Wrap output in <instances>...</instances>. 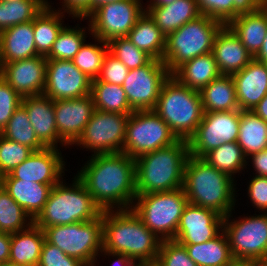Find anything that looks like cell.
I'll return each instance as SVG.
<instances>
[{"mask_svg": "<svg viewBox=\"0 0 267 266\" xmlns=\"http://www.w3.org/2000/svg\"><path fill=\"white\" fill-rule=\"evenodd\" d=\"M10 244L11 234L0 231V264L8 263Z\"/></svg>", "mask_w": 267, "mask_h": 266, "instance_id": "obj_53", "label": "cell"}, {"mask_svg": "<svg viewBox=\"0 0 267 266\" xmlns=\"http://www.w3.org/2000/svg\"><path fill=\"white\" fill-rule=\"evenodd\" d=\"M145 11L166 37L202 15L196 0H175L166 5H147Z\"/></svg>", "mask_w": 267, "mask_h": 266, "instance_id": "obj_25", "label": "cell"}, {"mask_svg": "<svg viewBox=\"0 0 267 266\" xmlns=\"http://www.w3.org/2000/svg\"><path fill=\"white\" fill-rule=\"evenodd\" d=\"M33 220L2 188L0 190V231L16 233L27 229Z\"/></svg>", "mask_w": 267, "mask_h": 266, "instance_id": "obj_40", "label": "cell"}, {"mask_svg": "<svg viewBox=\"0 0 267 266\" xmlns=\"http://www.w3.org/2000/svg\"><path fill=\"white\" fill-rule=\"evenodd\" d=\"M128 73L129 69L108 51L103 59L100 74L94 80L122 86Z\"/></svg>", "mask_w": 267, "mask_h": 266, "instance_id": "obj_48", "label": "cell"}, {"mask_svg": "<svg viewBox=\"0 0 267 266\" xmlns=\"http://www.w3.org/2000/svg\"><path fill=\"white\" fill-rule=\"evenodd\" d=\"M59 151L60 148L53 147L34 151L24 162L4 175V179H20L42 184L59 183L66 170L65 161Z\"/></svg>", "mask_w": 267, "mask_h": 266, "instance_id": "obj_17", "label": "cell"}, {"mask_svg": "<svg viewBox=\"0 0 267 266\" xmlns=\"http://www.w3.org/2000/svg\"><path fill=\"white\" fill-rule=\"evenodd\" d=\"M224 217L217 212L188 203L183 209L174 241L179 244L207 242L223 230Z\"/></svg>", "mask_w": 267, "mask_h": 266, "instance_id": "obj_18", "label": "cell"}, {"mask_svg": "<svg viewBox=\"0 0 267 266\" xmlns=\"http://www.w3.org/2000/svg\"><path fill=\"white\" fill-rule=\"evenodd\" d=\"M127 38L153 59L162 61L166 48V36L146 11L138 18Z\"/></svg>", "mask_w": 267, "mask_h": 266, "instance_id": "obj_30", "label": "cell"}, {"mask_svg": "<svg viewBox=\"0 0 267 266\" xmlns=\"http://www.w3.org/2000/svg\"><path fill=\"white\" fill-rule=\"evenodd\" d=\"M130 114L94 110L82 135L73 144L91 150L93 154L123 152Z\"/></svg>", "mask_w": 267, "mask_h": 266, "instance_id": "obj_13", "label": "cell"}, {"mask_svg": "<svg viewBox=\"0 0 267 266\" xmlns=\"http://www.w3.org/2000/svg\"><path fill=\"white\" fill-rule=\"evenodd\" d=\"M122 0H92V11L99 7L102 4L112 3V2H119Z\"/></svg>", "mask_w": 267, "mask_h": 266, "instance_id": "obj_56", "label": "cell"}, {"mask_svg": "<svg viewBox=\"0 0 267 266\" xmlns=\"http://www.w3.org/2000/svg\"><path fill=\"white\" fill-rule=\"evenodd\" d=\"M103 250L143 262L157 260L161 239L132 209L102 211Z\"/></svg>", "mask_w": 267, "mask_h": 266, "instance_id": "obj_2", "label": "cell"}, {"mask_svg": "<svg viewBox=\"0 0 267 266\" xmlns=\"http://www.w3.org/2000/svg\"><path fill=\"white\" fill-rule=\"evenodd\" d=\"M46 0L47 6L42 12L33 19V31L35 36V46L37 53L46 57L56 41L59 33L65 27L63 18L65 14L60 10H56ZM53 7V8H52ZM55 9V10H54Z\"/></svg>", "mask_w": 267, "mask_h": 266, "instance_id": "obj_33", "label": "cell"}, {"mask_svg": "<svg viewBox=\"0 0 267 266\" xmlns=\"http://www.w3.org/2000/svg\"><path fill=\"white\" fill-rule=\"evenodd\" d=\"M45 239L59 247L68 256L85 265L97 263L103 250V224L101 215L87 222L54 225L44 229Z\"/></svg>", "mask_w": 267, "mask_h": 266, "instance_id": "obj_9", "label": "cell"}, {"mask_svg": "<svg viewBox=\"0 0 267 266\" xmlns=\"http://www.w3.org/2000/svg\"><path fill=\"white\" fill-rule=\"evenodd\" d=\"M231 215L232 212L224 217L223 230L233 259L255 263L267 259V213L232 221Z\"/></svg>", "mask_w": 267, "mask_h": 266, "instance_id": "obj_10", "label": "cell"}, {"mask_svg": "<svg viewBox=\"0 0 267 266\" xmlns=\"http://www.w3.org/2000/svg\"><path fill=\"white\" fill-rule=\"evenodd\" d=\"M34 151L0 134V171L6 175L24 162Z\"/></svg>", "mask_w": 267, "mask_h": 266, "instance_id": "obj_44", "label": "cell"}, {"mask_svg": "<svg viewBox=\"0 0 267 266\" xmlns=\"http://www.w3.org/2000/svg\"><path fill=\"white\" fill-rule=\"evenodd\" d=\"M21 105L28 113L37 138L46 146L59 148L68 145L58 136L55 121L54 101L45 94L23 97Z\"/></svg>", "mask_w": 267, "mask_h": 266, "instance_id": "obj_21", "label": "cell"}, {"mask_svg": "<svg viewBox=\"0 0 267 266\" xmlns=\"http://www.w3.org/2000/svg\"><path fill=\"white\" fill-rule=\"evenodd\" d=\"M227 26L254 58L262 48L267 33V3L255 12L238 15Z\"/></svg>", "mask_w": 267, "mask_h": 266, "instance_id": "obj_26", "label": "cell"}, {"mask_svg": "<svg viewBox=\"0 0 267 266\" xmlns=\"http://www.w3.org/2000/svg\"><path fill=\"white\" fill-rule=\"evenodd\" d=\"M248 197L253 208L267 213V177L255 175L249 181Z\"/></svg>", "mask_w": 267, "mask_h": 266, "instance_id": "obj_49", "label": "cell"}, {"mask_svg": "<svg viewBox=\"0 0 267 266\" xmlns=\"http://www.w3.org/2000/svg\"><path fill=\"white\" fill-rule=\"evenodd\" d=\"M85 266H96V263L95 264H90V265H85Z\"/></svg>", "mask_w": 267, "mask_h": 266, "instance_id": "obj_63", "label": "cell"}, {"mask_svg": "<svg viewBox=\"0 0 267 266\" xmlns=\"http://www.w3.org/2000/svg\"><path fill=\"white\" fill-rule=\"evenodd\" d=\"M47 59L38 55L0 64V76L22 98L43 94L46 84Z\"/></svg>", "mask_w": 267, "mask_h": 266, "instance_id": "obj_19", "label": "cell"}, {"mask_svg": "<svg viewBox=\"0 0 267 266\" xmlns=\"http://www.w3.org/2000/svg\"><path fill=\"white\" fill-rule=\"evenodd\" d=\"M235 83L239 110H252L267 94V64L253 58L250 63L231 75Z\"/></svg>", "mask_w": 267, "mask_h": 266, "instance_id": "obj_22", "label": "cell"}, {"mask_svg": "<svg viewBox=\"0 0 267 266\" xmlns=\"http://www.w3.org/2000/svg\"><path fill=\"white\" fill-rule=\"evenodd\" d=\"M76 177L102 210L131 209L136 194L135 159L126 153L92 155Z\"/></svg>", "mask_w": 267, "mask_h": 266, "instance_id": "obj_1", "label": "cell"}, {"mask_svg": "<svg viewBox=\"0 0 267 266\" xmlns=\"http://www.w3.org/2000/svg\"><path fill=\"white\" fill-rule=\"evenodd\" d=\"M22 97L0 76V133L7 125L14 111L21 105Z\"/></svg>", "mask_w": 267, "mask_h": 266, "instance_id": "obj_46", "label": "cell"}, {"mask_svg": "<svg viewBox=\"0 0 267 266\" xmlns=\"http://www.w3.org/2000/svg\"><path fill=\"white\" fill-rule=\"evenodd\" d=\"M241 110L204 112L200 124L188 140L189 154L202 158L222 143L237 142Z\"/></svg>", "mask_w": 267, "mask_h": 266, "instance_id": "obj_14", "label": "cell"}, {"mask_svg": "<svg viewBox=\"0 0 267 266\" xmlns=\"http://www.w3.org/2000/svg\"><path fill=\"white\" fill-rule=\"evenodd\" d=\"M188 141L145 153L135 159L136 194L173 191L183 186Z\"/></svg>", "mask_w": 267, "mask_h": 266, "instance_id": "obj_4", "label": "cell"}, {"mask_svg": "<svg viewBox=\"0 0 267 266\" xmlns=\"http://www.w3.org/2000/svg\"><path fill=\"white\" fill-rule=\"evenodd\" d=\"M92 39H95V42L98 43L92 44L90 42L87 44V42H84L71 61L80 71L94 80L100 74L103 59L109 51V45L99 38L93 37Z\"/></svg>", "mask_w": 267, "mask_h": 266, "instance_id": "obj_42", "label": "cell"}, {"mask_svg": "<svg viewBox=\"0 0 267 266\" xmlns=\"http://www.w3.org/2000/svg\"><path fill=\"white\" fill-rule=\"evenodd\" d=\"M234 183V178L202 158L189 155L186 160L182 188L190 204L226 217L235 209L237 201Z\"/></svg>", "mask_w": 267, "mask_h": 266, "instance_id": "obj_3", "label": "cell"}, {"mask_svg": "<svg viewBox=\"0 0 267 266\" xmlns=\"http://www.w3.org/2000/svg\"><path fill=\"white\" fill-rule=\"evenodd\" d=\"M201 14L217 19L227 25L238 15L260 9L263 0H196Z\"/></svg>", "mask_w": 267, "mask_h": 266, "instance_id": "obj_35", "label": "cell"}, {"mask_svg": "<svg viewBox=\"0 0 267 266\" xmlns=\"http://www.w3.org/2000/svg\"><path fill=\"white\" fill-rule=\"evenodd\" d=\"M141 2L142 0H122L100 5L85 18L89 22L87 31L92 37L106 43L127 37L145 11Z\"/></svg>", "mask_w": 267, "mask_h": 266, "instance_id": "obj_12", "label": "cell"}, {"mask_svg": "<svg viewBox=\"0 0 267 266\" xmlns=\"http://www.w3.org/2000/svg\"><path fill=\"white\" fill-rule=\"evenodd\" d=\"M100 254L102 256L105 255V257L108 256V258L110 256L116 258L115 262H113V264L111 266H142V264H143L142 260L131 259V258H128L127 256H125L123 254L111 253V252H108L105 250H102V252Z\"/></svg>", "mask_w": 267, "mask_h": 266, "instance_id": "obj_52", "label": "cell"}, {"mask_svg": "<svg viewBox=\"0 0 267 266\" xmlns=\"http://www.w3.org/2000/svg\"><path fill=\"white\" fill-rule=\"evenodd\" d=\"M263 121L267 122V94L264 98L252 109Z\"/></svg>", "mask_w": 267, "mask_h": 266, "instance_id": "obj_54", "label": "cell"}, {"mask_svg": "<svg viewBox=\"0 0 267 266\" xmlns=\"http://www.w3.org/2000/svg\"><path fill=\"white\" fill-rule=\"evenodd\" d=\"M228 266H257L255 262H250V261H233L230 265Z\"/></svg>", "mask_w": 267, "mask_h": 266, "instance_id": "obj_57", "label": "cell"}, {"mask_svg": "<svg viewBox=\"0 0 267 266\" xmlns=\"http://www.w3.org/2000/svg\"><path fill=\"white\" fill-rule=\"evenodd\" d=\"M56 184H42L20 179H3L4 190L34 220L42 211Z\"/></svg>", "mask_w": 267, "mask_h": 266, "instance_id": "obj_27", "label": "cell"}, {"mask_svg": "<svg viewBox=\"0 0 267 266\" xmlns=\"http://www.w3.org/2000/svg\"><path fill=\"white\" fill-rule=\"evenodd\" d=\"M254 58L259 61H263L267 64V33H266L262 48L260 49L259 53Z\"/></svg>", "mask_w": 267, "mask_h": 266, "instance_id": "obj_55", "label": "cell"}, {"mask_svg": "<svg viewBox=\"0 0 267 266\" xmlns=\"http://www.w3.org/2000/svg\"><path fill=\"white\" fill-rule=\"evenodd\" d=\"M223 26L219 20L202 14L169 34L162 59L169 73L172 75L197 56L211 53L215 36Z\"/></svg>", "mask_w": 267, "mask_h": 266, "instance_id": "obj_7", "label": "cell"}, {"mask_svg": "<svg viewBox=\"0 0 267 266\" xmlns=\"http://www.w3.org/2000/svg\"><path fill=\"white\" fill-rule=\"evenodd\" d=\"M220 75L212 52L185 62L172 74L182 85L197 91Z\"/></svg>", "mask_w": 267, "mask_h": 266, "instance_id": "obj_29", "label": "cell"}, {"mask_svg": "<svg viewBox=\"0 0 267 266\" xmlns=\"http://www.w3.org/2000/svg\"><path fill=\"white\" fill-rule=\"evenodd\" d=\"M0 266H19V265H14V264H10V263H4V264H0Z\"/></svg>", "mask_w": 267, "mask_h": 266, "instance_id": "obj_62", "label": "cell"}, {"mask_svg": "<svg viewBox=\"0 0 267 266\" xmlns=\"http://www.w3.org/2000/svg\"><path fill=\"white\" fill-rule=\"evenodd\" d=\"M62 8L57 10L67 13L72 19L84 20L92 12V0H62Z\"/></svg>", "mask_w": 267, "mask_h": 266, "instance_id": "obj_50", "label": "cell"}, {"mask_svg": "<svg viewBox=\"0 0 267 266\" xmlns=\"http://www.w3.org/2000/svg\"><path fill=\"white\" fill-rule=\"evenodd\" d=\"M142 266H162L158 260L143 262Z\"/></svg>", "mask_w": 267, "mask_h": 266, "instance_id": "obj_59", "label": "cell"}, {"mask_svg": "<svg viewBox=\"0 0 267 266\" xmlns=\"http://www.w3.org/2000/svg\"><path fill=\"white\" fill-rule=\"evenodd\" d=\"M45 233L32 223L27 229L11 234L8 263L19 266H38Z\"/></svg>", "mask_w": 267, "mask_h": 266, "instance_id": "obj_28", "label": "cell"}, {"mask_svg": "<svg viewBox=\"0 0 267 266\" xmlns=\"http://www.w3.org/2000/svg\"><path fill=\"white\" fill-rule=\"evenodd\" d=\"M174 1L175 0H150L147 2H150V4H148V5H166V4L172 3Z\"/></svg>", "mask_w": 267, "mask_h": 266, "instance_id": "obj_58", "label": "cell"}, {"mask_svg": "<svg viewBox=\"0 0 267 266\" xmlns=\"http://www.w3.org/2000/svg\"><path fill=\"white\" fill-rule=\"evenodd\" d=\"M181 245L197 266H228L234 261L224 230L207 242Z\"/></svg>", "mask_w": 267, "mask_h": 266, "instance_id": "obj_32", "label": "cell"}, {"mask_svg": "<svg viewBox=\"0 0 267 266\" xmlns=\"http://www.w3.org/2000/svg\"><path fill=\"white\" fill-rule=\"evenodd\" d=\"M202 159L232 178L236 173H241L247 168V158L237 142L222 143L219 147L207 152Z\"/></svg>", "mask_w": 267, "mask_h": 266, "instance_id": "obj_38", "label": "cell"}, {"mask_svg": "<svg viewBox=\"0 0 267 266\" xmlns=\"http://www.w3.org/2000/svg\"><path fill=\"white\" fill-rule=\"evenodd\" d=\"M108 45L109 52L129 70L143 67L153 59L145 51L138 49L127 37L113 39Z\"/></svg>", "mask_w": 267, "mask_h": 266, "instance_id": "obj_43", "label": "cell"}, {"mask_svg": "<svg viewBox=\"0 0 267 266\" xmlns=\"http://www.w3.org/2000/svg\"><path fill=\"white\" fill-rule=\"evenodd\" d=\"M153 111L163 119L178 140L188 141L204 113L200 91L182 85L170 75L162 85Z\"/></svg>", "mask_w": 267, "mask_h": 266, "instance_id": "obj_6", "label": "cell"}, {"mask_svg": "<svg viewBox=\"0 0 267 266\" xmlns=\"http://www.w3.org/2000/svg\"><path fill=\"white\" fill-rule=\"evenodd\" d=\"M33 20L17 24L0 33V64L38 56Z\"/></svg>", "mask_w": 267, "mask_h": 266, "instance_id": "obj_24", "label": "cell"}, {"mask_svg": "<svg viewBox=\"0 0 267 266\" xmlns=\"http://www.w3.org/2000/svg\"><path fill=\"white\" fill-rule=\"evenodd\" d=\"M86 28L78 25L73 28L66 26L59 33L53 43L50 53L46 56L47 60H72L78 53L81 46L86 41Z\"/></svg>", "mask_w": 267, "mask_h": 266, "instance_id": "obj_41", "label": "cell"}, {"mask_svg": "<svg viewBox=\"0 0 267 266\" xmlns=\"http://www.w3.org/2000/svg\"><path fill=\"white\" fill-rule=\"evenodd\" d=\"M0 1H17V0H0Z\"/></svg>", "mask_w": 267, "mask_h": 266, "instance_id": "obj_64", "label": "cell"}, {"mask_svg": "<svg viewBox=\"0 0 267 266\" xmlns=\"http://www.w3.org/2000/svg\"><path fill=\"white\" fill-rule=\"evenodd\" d=\"M47 6L46 0L0 1V33L35 19Z\"/></svg>", "mask_w": 267, "mask_h": 266, "instance_id": "obj_37", "label": "cell"}, {"mask_svg": "<svg viewBox=\"0 0 267 266\" xmlns=\"http://www.w3.org/2000/svg\"><path fill=\"white\" fill-rule=\"evenodd\" d=\"M177 141L169 126L153 110L134 111L128 118L123 153L136 159Z\"/></svg>", "mask_w": 267, "mask_h": 266, "instance_id": "obj_11", "label": "cell"}, {"mask_svg": "<svg viewBox=\"0 0 267 266\" xmlns=\"http://www.w3.org/2000/svg\"><path fill=\"white\" fill-rule=\"evenodd\" d=\"M212 53L221 75H233L245 68L253 59L227 25L216 34Z\"/></svg>", "mask_w": 267, "mask_h": 266, "instance_id": "obj_23", "label": "cell"}, {"mask_svg": "<svg viewBox=\"0 0 267 266\" xmlns=\"http://www.w3.org/2000/svg\"><path fill=\"white\" fill-rule=\"evenodd\" d=\"M0 134L8 140L31 148L33 151L46 148L37 138L29 120L28 113L22 105L14 111V114Z\"/></svg>", "mask_w": 267, "mask_h": 266, "instance_id": "obj_39", "label": "cell"}, {"mask_svg": "<svg viewBox=\"0 0 267 266\" xmlns=\"http://www.w3.org/2000/svg\"><path fill=\"white\" fill-rule=\"evenodd\" d=\"M92 79L71 60H47L43 94L54 100L82 98L91 94Z\"/></svg>", "mask_w": 267, "mask_h": 266, "instance_id": "obj_16", "label": "cell"}, {"mask_svg": "<svg viewBox=\"0 0 267 266\" xmlns=\"http://www.w3.org/2000/svg\"><path fill=\"white\" fill-rule=\"evenodd\" d=\"M38 266H85L79 259L68 256L46 239L42 245Z\"/></svg>", "mask_w": 267, "mask_h": 266, "instance_id": "obj_47", "label": "cell"}, {"mask_svg": "<svg viewBox=\"0 0 267 266\" xmlns=\"http://www.w3.org/2000/svg\"><path fill=\"white\" fill-rule=\"evenodd\" d=\"M4 174L0 171V190L3 188Z\"/></svg>", "mask_w": 267, "mask_h": 266, "instance_id": "obj_61", "label": "cell"}, {"mask_svg": "<svg viewBox=\"0 0 267 266\" xmlns=\"http://www.w3.org/2000/svg\"><path fill=\"white\" fill-rule=\"evenodd\" d=\"M256 265L257 266H267V259L257 262Z\"/></svg>", "mask_w": 267, "mask_h": 266, "instance_id": "obj_60", "label": "cell"}, {"mask_svg": "<svg viewBox=\"0 0 267 266\" xmlns=\"http://www.w3.org/2000/svg\"><path fill=\"white\" fill-rule=\"evenodd\" d=\"M203 112L239 110L235 83L231 75H220L201 91Z\"/></svg>", "mask_w": 267, "mask_h": 266, "instance_id": "obj_31", "label": "cell"}, {"mask_svg": "<svg viewBox=\"0 0 267 266\" xmlns=\"http://www.w3.org/2000/svg\"><path fill=\"white\" fill-rule=\"evenodd\" d=\"M250 159L252 160V167L254 168V171H256V173L253 174L267 177V148L250 155L247 158V165L250 162Z\"/></svg>", "mask_w": 267, "mask_h": 266, "instance_id": "obj_51", "label": "cell"}, {"mask_svg": "<svg viewBox=\"0 0 267 266\" xmlns=\"http://www.w3.org/2000/svg\"><path fill=\"white\" fill-rule=\"evenodd\" d=\"M170 75L164 62L158 59H152L143 67L129 70L122 86L132 110H153L162 85Z\"/></svg>", "mask_w": 267, "mask_h": 266, "instance_id": "obj_15", "label": "cell"}, {"mask_svg": "<svg viewBox=\"0 0 267 266\" xmlns=\"http://www.w3.org/2000/svg\"><path fill=\"white\" fill-rule=\"evenodd\" d=\"M188 199L183 188L137 195L131 209L161 240H174Z\"/></svg>", "mask_w": 267, "mask_h": 266, "instance_id": "obj_8", "label": "cell"}, {"mask_svg": "<svg viewBox=\"0 0 267 266\" xmlns=\"http://www.w3.org/2000/svg\"><path fill=\"white\" fill-rule=\"evenodd\" d=\"M91 96L96 110L120 114L134 112L121 85L92 80Z\"/></svg>", "mask_w": 267, "mask_h": 266, "instance_id": "obj_36", "label": "cell"}, {"mask_svg": "<svg viewBox=\"0 0 267 266\" xmlns=\"http://www.w3.org/2000/svg\"><path fill=\"white\" fill-rule=\"evenodd\" d=\"M58 136L69 146L82 135L95 110L91 94L82 98L54 100Z\"/></svg>", "mask_w": 267, "mask_h": 266, "instance_id": "obj_20", "label": "cell"}, {"mask_svg": "<svg viewBox=\"0 0 267 266\" xmlns=\"http://www.w3.org/2000/svg\"><path fill=\"white\" fill-rule=\"evenodd\" d=\"M73 179L70 185L62 179L53 186L42 211L33 220L36 226L44 230L54 225L87 222L101 215L102 210L84 184L76 176Z\"/></svg>", "mask_w": 267, "mask_h": 266, "instance_id": "obj_5", "label": "cell"}, {"mask_svg": "<svg viewBox=\"0 0 267 266\" xmlns=\"http://www.w3.org/2000/svg\"><path fill=\"white\" fill-rule=\"evenodd\" d=\"M237 144L246 158L267 148V122L252 110H242L240 114Z\"/></svg>", "mask_w": 267, "mask_h": 266, "instance_id": "obj_34", "label": "cell"}, {"mask_svg": "<svg viewBox=\"0 0 267 266\" xmlns=\"http://www.w3.org/2000/svg\"><path fill=\"white\" fill-rule=\"evenodd\" d=\"M157 260L162 266H197L185 246L174 240H162Z\"/></svg>", "mask_w": 267, "mask_h": 266, "instance_id": "obj_45", "label": "cell"}]
</instances>
